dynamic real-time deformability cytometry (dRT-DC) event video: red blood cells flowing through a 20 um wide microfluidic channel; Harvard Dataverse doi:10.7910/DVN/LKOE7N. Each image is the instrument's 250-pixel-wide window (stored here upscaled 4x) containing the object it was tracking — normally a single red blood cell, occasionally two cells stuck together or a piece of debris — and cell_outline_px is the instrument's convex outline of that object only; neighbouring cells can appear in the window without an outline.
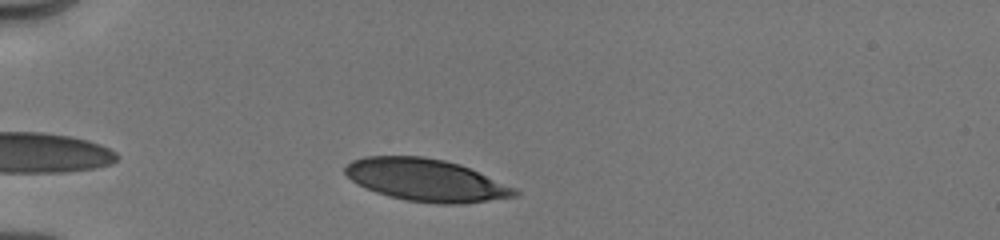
{"species": "human", "species_latin": "Homo sapiens", "temperature_condition": "cold", "stored_images_in_passage": 7, "camera_frame_rate_fps": 3000, "um_per_image_px": 0.085, "donor": {"sex": "male"}, "frame": {"image": 1, "passage_image": 3, "time_ms": 1.333, "image_size_px": [1000, 240], "cell_outline_px": [[520, 196], [460, 204], [436, 204], [408, 200], [388, 196], [376, 192], [352, 180], [344, 172], [344, 168], [352, 160], [364, 156], [424, 156], [444, 160], [460, 164], [516, 188], [520, 192]], "centroid_in_image_um": [36.25, 15.3], "position_along_channel_um": 48.8, "area_um2": 41.73}}
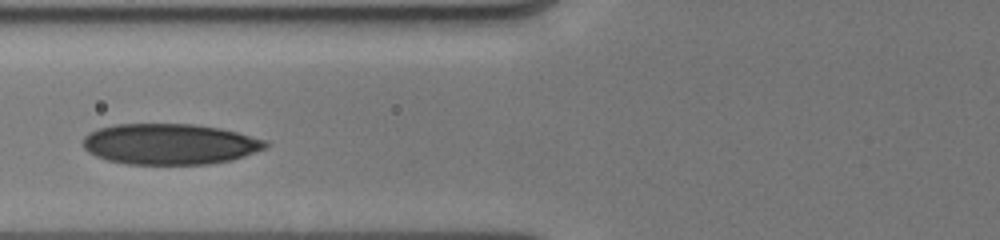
{"frame": {"image": 2, "passage_image": 6, "time_ms": 3.667, "image_size_px": [1000, 240], "cell_outline_px": [[272, 144], [268, 148], [232, 160], [208, 164], [128, 164], [108, 160], [96, 156], [88, 152], [84, 148], [84, 136], [100, 128], [116, 124], [192, 124], [220, 128], [268, 140]], "centroid_in_image_um": [14.5, 12.25], "position_along_channel_um": 111.3, "area_um2": 43.52}}